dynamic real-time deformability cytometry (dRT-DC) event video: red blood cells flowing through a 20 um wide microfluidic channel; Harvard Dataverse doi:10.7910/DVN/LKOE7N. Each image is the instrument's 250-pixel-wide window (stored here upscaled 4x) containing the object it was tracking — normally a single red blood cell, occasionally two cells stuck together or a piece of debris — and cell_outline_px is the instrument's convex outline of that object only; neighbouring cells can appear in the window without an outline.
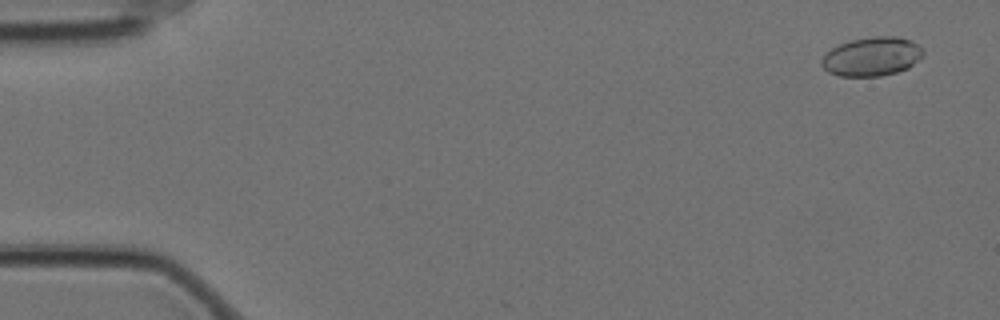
{"species": "Egyptian fruit bat (a non-hibernating species)", "species_latin": "Rousettus aegyptiacus", "temperature_condition": "cold", "stored_images_in_passage": 59, "camera_frame_rate_fps": 3000, "um_per_image_px": 0.085, "animal": {"sex": "female"}, "frame": {"image": 1, "passage_image": 3, "time_ms": 0.667, "image_size_px": [1000, 320], "cell_outline_px": [[924, 56], [920, 60], [908, 68], [896, 72], [880, 76], [840, 76], [828, 72], [820, 64], [820, 60], [832, 48], [840, 44], [852, 40], [872, 36], [896, 36], [908, 40], [916, 44], [924, 52]], "centroid_in_image_um": [74.11, 4.81], "position_along_channel_um": 10.9, "area_um2": 22.95}}
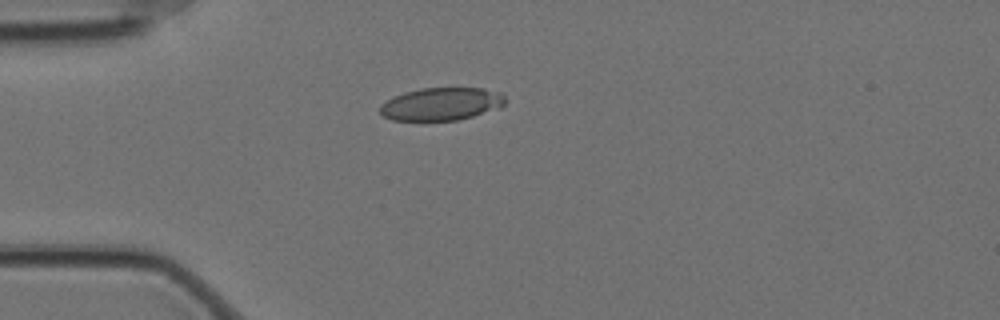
{"frame": {"image": 2, "passage_image": 16, "time_ms": 5.0, "image_size_px": [1000, 320], "cell_outline_px": [[504, 104], [500, 108], [472, 116], [456, 120], [392, 120], [384, 116], [380, 112], [380, 104], [404, 92], [420, 88], [484, 88], [500, 92], [504, 96]], "centroid_in_image_um": [37.53, 8.83], "position_along_channel_um": 47.5, "area_um2": 23.76}}